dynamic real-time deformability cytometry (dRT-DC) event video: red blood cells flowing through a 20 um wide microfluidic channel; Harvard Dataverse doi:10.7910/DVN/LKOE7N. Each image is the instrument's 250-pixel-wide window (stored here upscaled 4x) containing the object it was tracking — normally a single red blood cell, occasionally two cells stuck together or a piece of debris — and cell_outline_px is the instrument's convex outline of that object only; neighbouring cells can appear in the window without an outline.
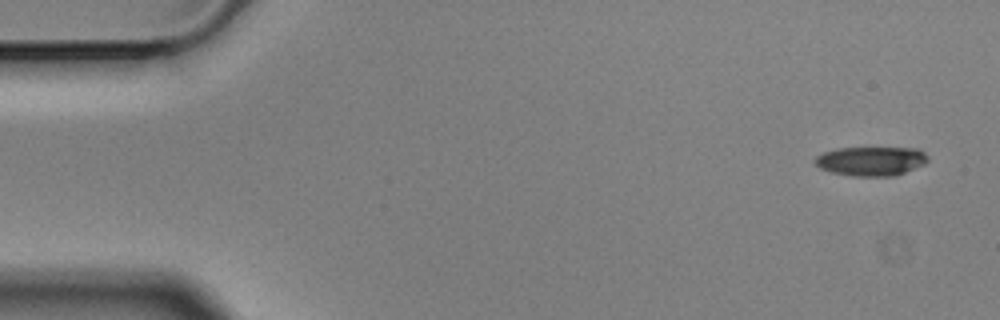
{"species": "Egyptian fruit bat (a non-hibernating species)", "species_latin": "Rousettus aegyptiacus", "temperature_condition": "cold", "stored_images_in_passage": 7, "camera_frame_rate_fps": 3000, "um_per_image_px": 0.085, "animal": {"sex": "male"}, "frame": {"image": 1, "passage_image": 1, "time_ms": 0.0, "image_size_px": [1000, 320], "cell_outline_px": [[928, 160], [924, 164], [896, 176], [852, 176], [832, 172], [820, 168], [816, 164], [816, 156], [824, 152], [840, 148], [916, 148], [924, 152], [928, 156]], "centroid_in_image_um": [74.07, 13.7], "position_along_channel_um": 10.9, "area_um2": 19.07}}
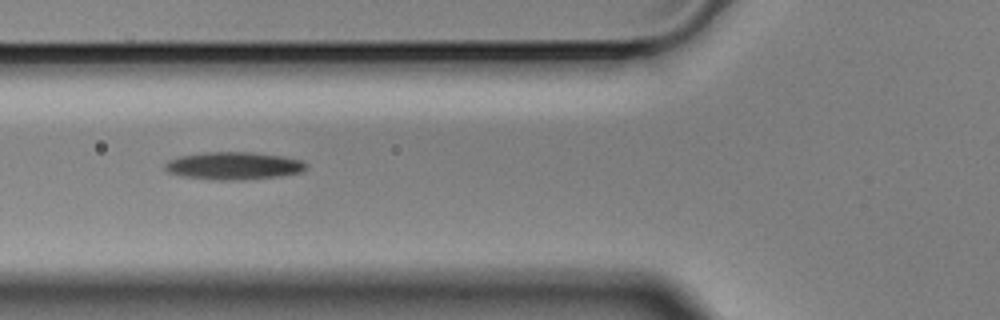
{"frame": {"image": 2, "passage_image": 6, "time_ms": 1.667, "image_size_px": [1000, 320], "cell_outline_px": [[308, 168], [300, 172], [280, 176], [240, 180], [212, 180], [180, 176], [168, 172], [164, 168], [164, 164], [168, 160], [180, 156], [204, 152], [252, 152], [284, 156], [304, 160], [308, 164]], "centroid_in_image_um": [19.87, 14.09], "position_along_channel_um": 105.9, "area_um2": 23.06}}
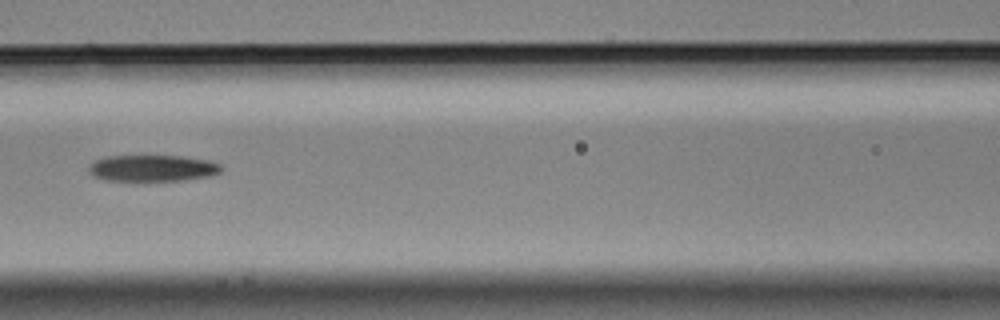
{"frame": {"image": 3, "passage_image": 7, "time_ms": 2.0, "image_size_px": [1000, 320], "cell_outline_px": [[220, 172], [208, 176], [180, 180], [104, 180], [92, 176], [88, 172], [88, 164], [92, 160], [104, 156], [184, 156], [208, 160], [220, 164]], "centroid_in_image_um": [12.86, 14.28], "position_along_channel_um": 153.7, "area_um2": 20.4}}